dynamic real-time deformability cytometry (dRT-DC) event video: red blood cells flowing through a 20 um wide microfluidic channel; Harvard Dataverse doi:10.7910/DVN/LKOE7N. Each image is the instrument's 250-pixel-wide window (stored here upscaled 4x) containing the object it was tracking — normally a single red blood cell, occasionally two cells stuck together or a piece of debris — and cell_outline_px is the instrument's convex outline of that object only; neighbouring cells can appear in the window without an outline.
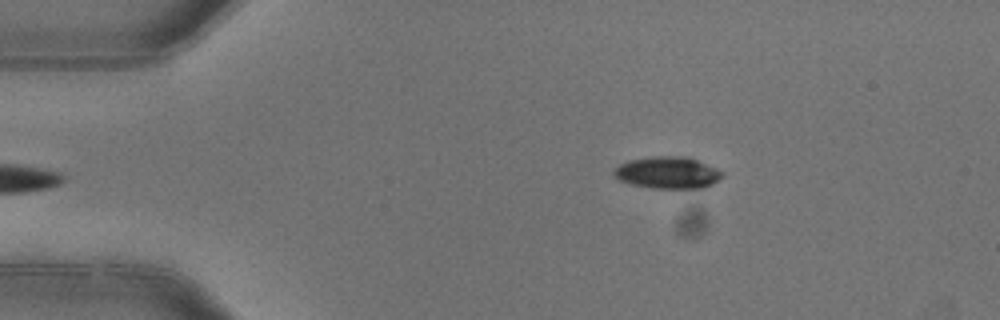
{"species": "common noctule bat (a hibernating species)", "species_latin": "Nyctalus noctula", "temperature_condition": "warm", "stored_images_in_passage": 5, "segment_of_instrument_passage": [2, 2], "camera_frame_rate_fps": 3000, "um_per_image_px": 0.085, "animal": {"sex": "female"}, "frame": {"image": 1, "passage_image": 5, "time_ms": 1.333, "image_size_px": [1000, 320], "cell_outline_px": [[724, 176], [712, 184], [704, 188], [652, 188], [632, 184], [620, 180], [612, 172], [620, 164], [628, 160], [652, 156], [688, 156], [716, 168], [724, 172]], "centroid_in_image_um": [56.78, 14.66], "position_along_channel_um": 28.2, "area_um2": 20.17}}